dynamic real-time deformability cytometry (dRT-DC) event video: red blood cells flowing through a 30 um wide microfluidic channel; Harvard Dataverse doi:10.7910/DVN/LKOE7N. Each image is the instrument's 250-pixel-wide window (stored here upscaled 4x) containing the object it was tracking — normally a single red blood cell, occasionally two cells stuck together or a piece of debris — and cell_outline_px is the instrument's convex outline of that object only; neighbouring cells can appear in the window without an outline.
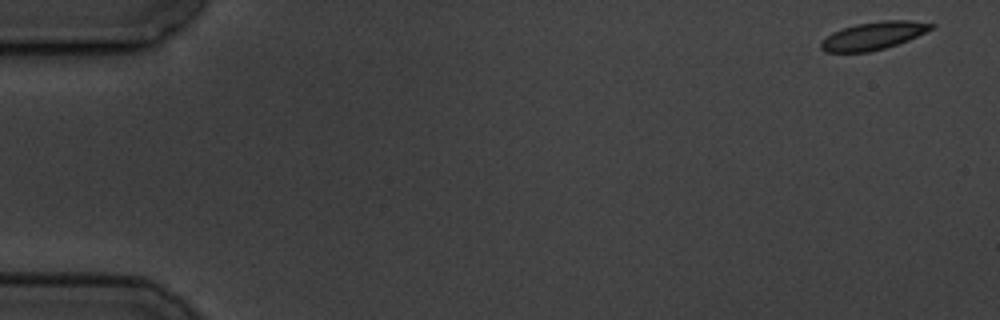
{"species": "common noctule bat (a hibernating species)", "species_latin": "Nyctalus noctula", "temperature_condition": "cold", "stored_images_in_passage": 5, "camera_frame_rate_fps": 3000, "um_per_image_px": 0.085, "animal": {"sex": "male", "body_mass_g": 19.5, "forearm_length_mm": 54.6}, "frame": {"image": 1, "passage_image": 1, "time_ms": 0.0, "image_size_px": [1000, 320], "cell_outline_px": [[936, 24], [932, 28], [908, 40], [884, 48], [868, 52], [824, 52], [820, 48], [820, 44], [832, 32], [856, 24], [884, 20], [908, 20]], "centroid_in_image_um": [74.22, 3.04], "position_along_channel_um": 10.8, "area_um2": 17.51}}
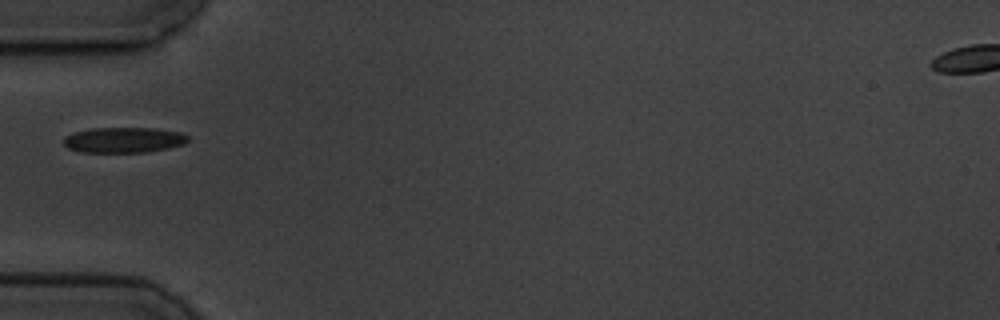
{"frame": {"image": 2, "passage_image": 5, "time_ms": 5.667, "image_size_px": [1000, 320], "cell_outline_px": [[188, 140], [184, 144], [168, 148], [148, 152], [80, 152], [68, 148], [64, 144], [64, 140], [68, 136], [76, 132], [92, 128], [156, 128], [180, 132], [188, 136]], "centroid_in_image_um": [10.56, 11.9], "position_along_channel_um": 74.4, "area_um2": 18.32}}